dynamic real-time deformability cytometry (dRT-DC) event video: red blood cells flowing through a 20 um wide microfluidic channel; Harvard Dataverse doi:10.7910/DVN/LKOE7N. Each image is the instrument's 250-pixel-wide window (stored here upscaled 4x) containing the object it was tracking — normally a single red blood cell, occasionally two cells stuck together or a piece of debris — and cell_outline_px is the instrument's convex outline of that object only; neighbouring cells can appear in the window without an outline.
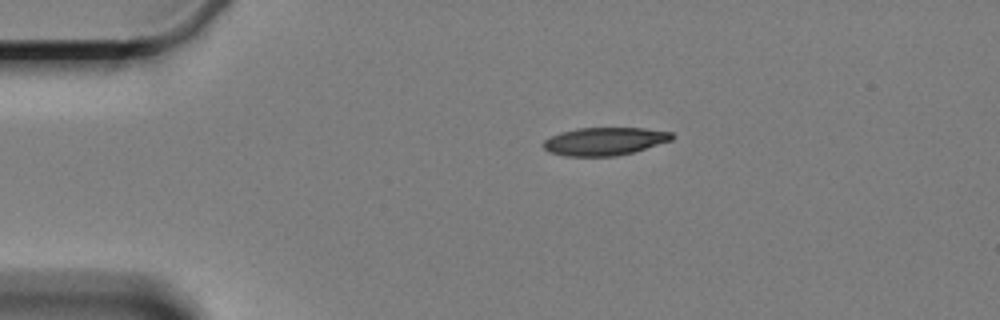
{"species": "Egyptian fruit bat (a non-hibernating species)", "species_latin": "Rousettus aegyptiacus", "temperature_condition": "cold", "stored_images_in_passage": 49, "camera_frame_rate_fps": 3000, "um_per_image_px": 0.085, "animal": {"sex": "female"}, "frame": {"image": 1, "passage_image": 1, "time_ms": 0.0, "image_size_px": [1000, 320], "cell_outline_px": [[672, 140], [632, 152], [616, 156], [564, 156], [552, 152], [544, 148], [544, 140], [560, 132], [580, 128], [640, 128], [672, 132]], "centroid_in_image_um": [51.38, 12.01], "position_along_channel_um": 33.6, "area_um2": 20.58}}
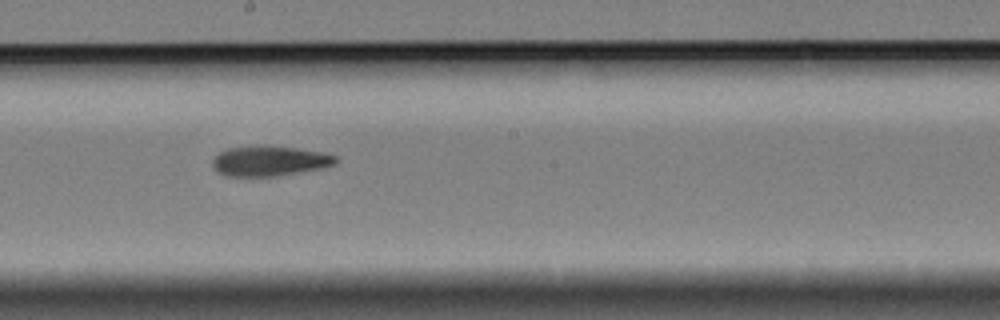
{"frame": {"image": 2, "passage_image": 22, "time_ms": 7.0, "image_size_px": [1000, 320], "cell_outline_px": [[340, 160], [336, 164], [324, 168], [276, 176], [224, 176], [216, 172], [212, 164], [212, 160], [220, 152], [228, 148], [256, 144], [268, 144], [324, 152], [340, 156]], "centroid_in_image_um": [22.96, 13.66], "position_along_channel_um": 225.2, "area_um2": 22.37}}
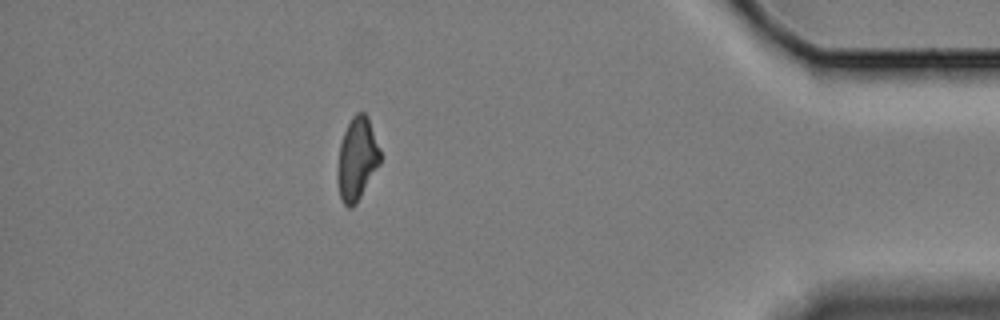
{"frame": {"image": 3, "passage_image": 42, "time_ms": 13.667, "image_size_px": [1000, 320], "cell_outline_px": [[380, 164], [356, 204], [352, 208], [348, 208], [344, 204], [340, 196], [336, 180], [336, 168], [340, 144], [344, 132], [352, 116], [356, 112], [364, 112], [368, 116], [380, 148]], "centroid_in_image_um": [30.33, 13.52], "position_along_channel_um": 404.9, "area_um2": 20.87}, "authors_computed_cell_mechanics": {"area_um2": 21.6172, "velocity_mm_per_s": 3.3363, "shape_relaxation_time_tau1_ms": 4.9639, "shape_relaxation_time_tau2_ms": 8.5619, "deformation_change_tau1": 0.1567, "deformation_change_tau2": 0.1779}}